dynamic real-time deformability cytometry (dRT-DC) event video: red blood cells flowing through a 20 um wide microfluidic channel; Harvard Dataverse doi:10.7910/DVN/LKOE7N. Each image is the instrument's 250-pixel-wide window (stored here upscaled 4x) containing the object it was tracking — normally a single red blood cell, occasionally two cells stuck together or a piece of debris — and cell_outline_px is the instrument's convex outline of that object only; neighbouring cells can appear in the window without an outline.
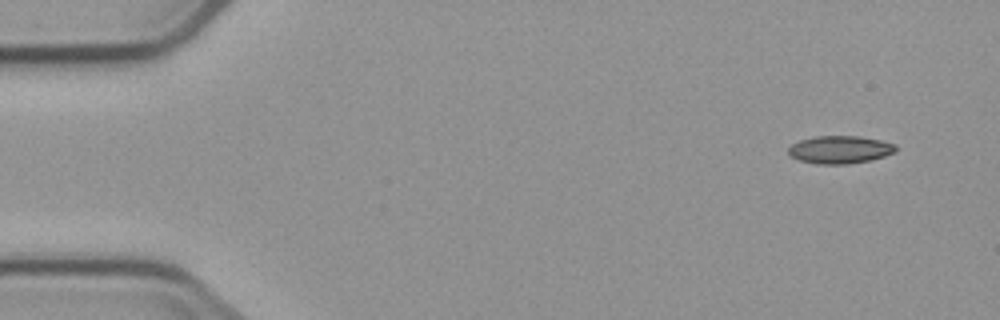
{"species": "common noctule bat (a hibernating species)", "species_latin": "Nyctalus noctula", "temperature_condition": "cold", "stored_images_in_passage": 5, "camera_frame_rate_fps": 3000, "um_per_image_px": 0.085, "animal": {"sex": "male", "body_mass_g": 23.1, "forearm_length_mm": 52.7}, "frame": {"image": 1, "passage_image": 1, "time_ms": 0.0, "image_size_px": [1000, 320], "cell_outline_px": [[896, 152], [884, 156], [868, 160], [848, 164], [816, 164], [800, 160], [792, 156], [788, 152], [788, 148], [792, 144], [800, 140], [816, 136], [860, 136], [880, 140], [896, 144]], "centroid_in_image_um": [71.4, 12.71], "position_along_channel_um": 13.6, "area_um2": 17.28}}
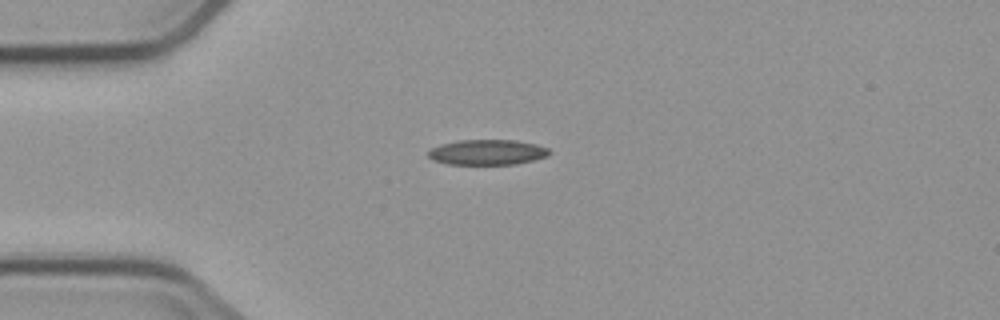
{"frame": {"image": 2, "passage_image": 4, "time_ms": 3.333, "image_size_px": [1000, 320], "cell_outline_px": [[552, 152], [548, 156], [516, 164], [448, 164], [432, 160], [428, 156], [428, 152], [432, 148], [440, 144], [460, 140], [516, 140], [536, 144], [548, 148]], "centroid_in_image_um": [41.43, 12.94], "position_along_channel_um": 43.6, "area_um2": 17.86}}